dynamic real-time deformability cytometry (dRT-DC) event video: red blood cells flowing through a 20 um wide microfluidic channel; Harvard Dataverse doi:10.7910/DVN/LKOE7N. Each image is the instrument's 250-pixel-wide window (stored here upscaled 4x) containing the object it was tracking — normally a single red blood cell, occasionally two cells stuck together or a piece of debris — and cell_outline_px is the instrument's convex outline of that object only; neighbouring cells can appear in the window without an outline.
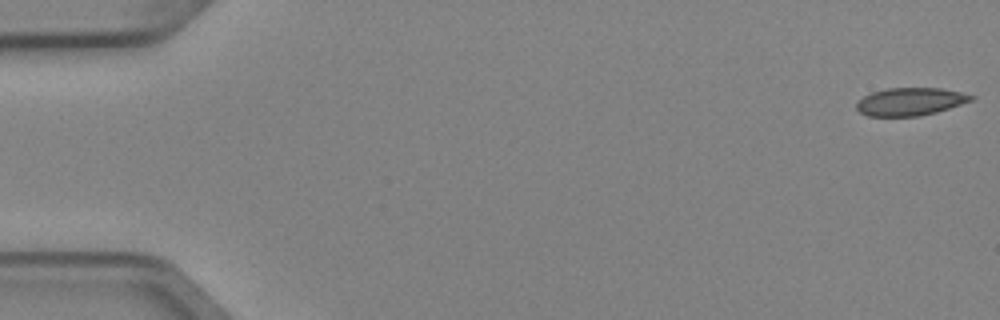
{"species": "Egyptian fruit bat (a non-hibernating species)", "species_latin": "Rousettus aegyptiacus", "temperature_condition": "cold", "stored_images_in_passage": 4, "camera_frame_rate_fps": 3000, "um_per_image_px": 0.085, "animal": {"sex": "female"}, "frame": {"image": 1, "passage_image": 1, "time_ms": 0.0, "image_size_px": [1000, 320], "cell_outline_px": [[976, 96], [972, 100], [936, 112], [920, 116], [868, 116], [860, 112], [856, 108], [856, 104], [864, 96], [872, 92], [888, 88], [940, 88], [960, 92]], "centroid_in_image_um": [77.36, 8.64], "position_along_channel_um": 7.6, "area_um2": 18.38}}